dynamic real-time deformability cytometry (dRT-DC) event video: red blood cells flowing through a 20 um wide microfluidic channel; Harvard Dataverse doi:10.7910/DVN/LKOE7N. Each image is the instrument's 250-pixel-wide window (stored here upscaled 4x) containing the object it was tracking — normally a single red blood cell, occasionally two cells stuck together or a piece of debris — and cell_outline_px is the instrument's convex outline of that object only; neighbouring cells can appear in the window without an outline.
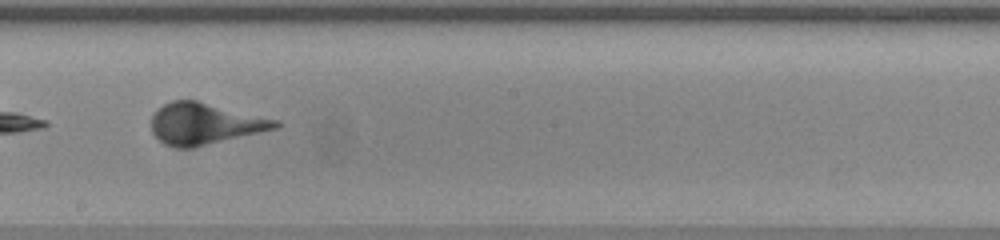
{"species": "human", "species_latin": "Homo sapiens", "temperature_condition": "warm", "stored_images_in_passage": 51, "segment_of_instrument_passage": [2, 2], "camera_frame_rate_fps": 3000, "um_per_image_px": 0.085, "donor": {"sex": "female"}, "frame": {"image": 1, "passage_image": 30, "time_ms": 9.667, "image_size_px": [1000, 240], "cell_outline_px": [[280, 124], [276, 128], [192, 148], [176, 148], [164, 144], [152, 132], [152, 116], [156, 108], [172, 100], [196, 100], [280, 120]], "centroid_in_image_um": [17.37, 10.51], "position_along_channel_um": 230.8, "area_um2": 29.77}}
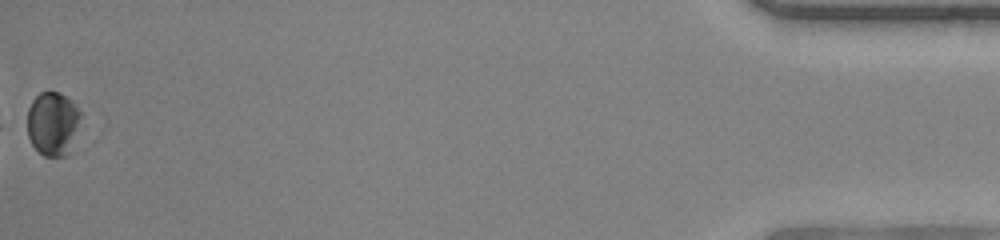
{"frame": {"image": 2, "passage_image": 51, "time_ms": 16.667, "image_size_px": [1000, 240], "cell_outline_px": [[80, 116], [68, 156], [44, 156], [32, 144], [28, 136], [28, 108], [32, 100], [40, 92], [60, 92], [72, 100], [80, 112]], "centroid_in_image_um": [4.47, 10.49], "position_along_channel_um": 430.7, "area_um2": 19.59}}